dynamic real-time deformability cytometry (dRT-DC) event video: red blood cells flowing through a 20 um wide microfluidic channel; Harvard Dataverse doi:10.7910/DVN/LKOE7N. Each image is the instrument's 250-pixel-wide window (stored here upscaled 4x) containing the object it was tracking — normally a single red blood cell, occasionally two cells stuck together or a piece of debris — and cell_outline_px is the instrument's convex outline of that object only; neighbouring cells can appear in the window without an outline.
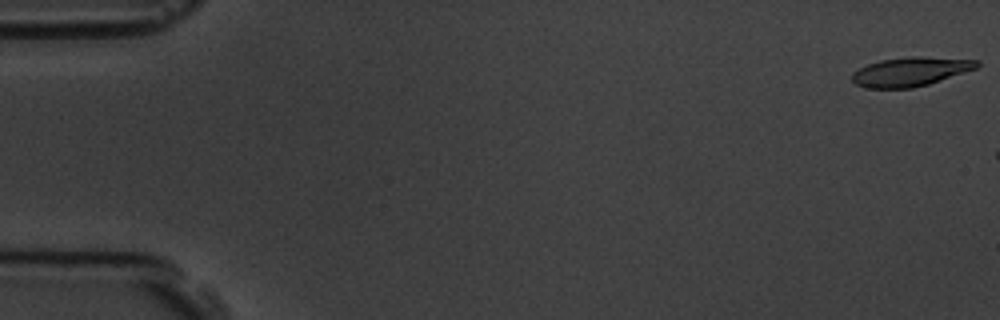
{"species": "common noctule bat (a hibernating species)", "species_latin": "Nyctalus noctula", "temperature_condition": "room temperature", "stored_images_in_passage": 7, "camera_frame_rate_fps": 3000, "um_per_image_px": 0.085, "animal": {"sex": "male", "body_mass_g": 19.5, "forearm_length_mm": 54.6}, "frame": {"image": 1, "passage_image": 1, "time_ms": 0.0, "image_size_px": [1000, 320], "cell_outline_px": [[980, 64], [976, 68], [928, 84], [912, 88], [864, 88], [856, 84], [852, 80], [852, 72], [868, 64], [880, 60], [912, 56], [920, 56], [980, 60]], "centroid_in_image_um": [77.37, 6.09], "position_along_channel_um": 7.6, "area_um2": 21.04}}